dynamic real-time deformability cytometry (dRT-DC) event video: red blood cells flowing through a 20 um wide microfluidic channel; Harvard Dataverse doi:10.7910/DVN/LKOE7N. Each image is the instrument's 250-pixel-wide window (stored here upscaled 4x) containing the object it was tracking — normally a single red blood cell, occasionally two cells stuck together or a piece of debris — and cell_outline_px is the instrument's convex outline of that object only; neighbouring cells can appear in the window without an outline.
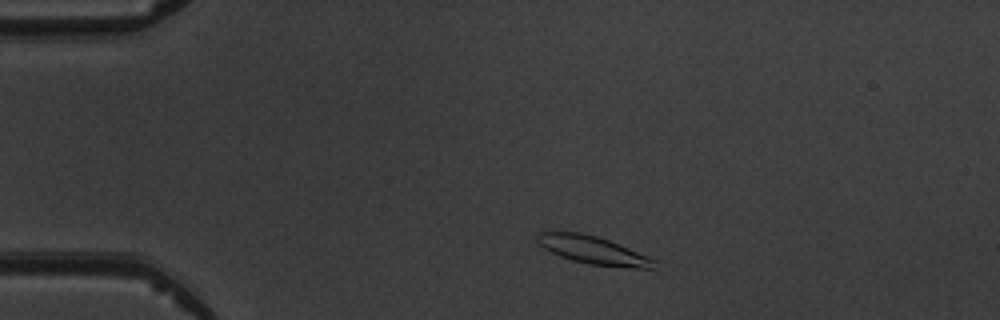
{"species": "common noctule bat (a hibernating species)", "species_latin": "Nyctalus noctula", "temperature_condition": "warm", "stored_images_in_passage": 8, "camera_frame_rate_fps": 3000, "um_per_image_px": 0.085, "animal": {"sex": "male", "body_mass_g": 19.5, "forearm_length_mm": 54.6}, "frame": {"image": 1, "passage_image": 1, "time_ms": 0.0, "image_size_px": [1000, 320], "cell_outline_px": [[660, 260], [652, 268], [636, 268], [588, 264], [572, 260], [560, 256], [544, 248], [536, 240], [536, 236], [540, 232], [580, 232], [596, 236], [608, 240]], "centroid_in_image_um": [50.46, 21.27], "position_along_channel_um": 34.5, "area_um2": 18.96}}
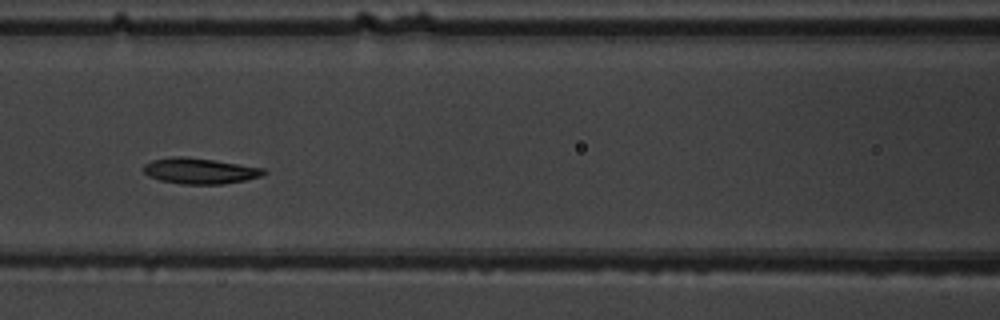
{"frame": {"image": 2, "passage_image": 5, "time_ms": 4.333, "image_size_px": [1000, 320], "cell_outline_px": [[268, 172], [260, 176], [244, 180], [224, 184], [180, 184], [160, 180], [148, 176], [144, 172], [144, 164], [152, 160], [172, 156], [184, 156], [212, 160], [264, 168]], "centroid_in_image_um": [16.96, 14.53], "position_along_channel_um": 149.6, "area_um2": 17.98}}
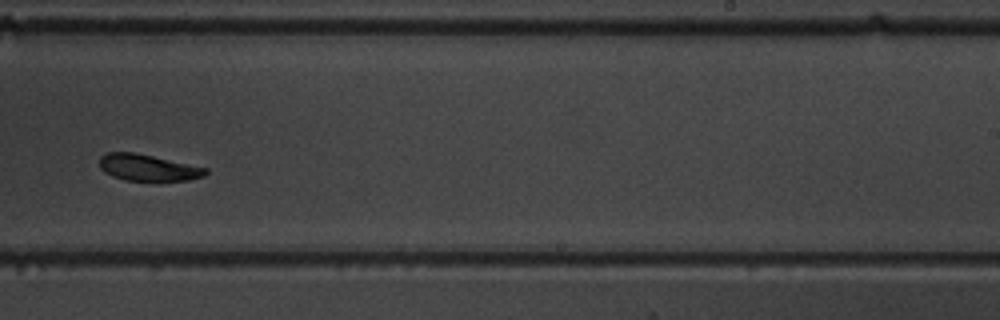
{"frame": {"image": 3, "passage_image": 8, "time_ms": 7.667, "image_size_px": [1000, 320], "cell_outline_px": [[208, 172], [204, 176], [188, 180], [156, 184], [152, 184], [124, 180], [112, 176], [104, 172], [100, 168], [100, 156], [108, 152], [136, 152], [208, 168]], "centroid_in_image_um": [12.6, 14.3], "position_along_channel_um": 276.4, "area_um2": 17.34}}